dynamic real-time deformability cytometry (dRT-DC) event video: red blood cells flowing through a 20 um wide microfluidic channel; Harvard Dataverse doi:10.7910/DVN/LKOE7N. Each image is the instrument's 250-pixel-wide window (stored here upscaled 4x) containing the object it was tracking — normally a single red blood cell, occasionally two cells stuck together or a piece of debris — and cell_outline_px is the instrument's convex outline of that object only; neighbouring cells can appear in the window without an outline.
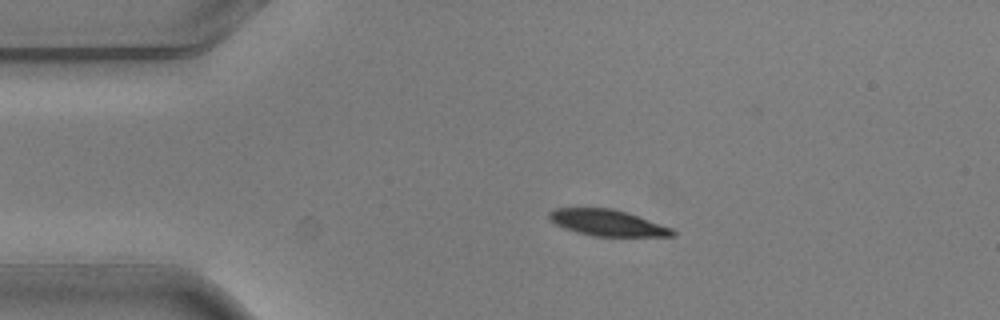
{"species": "common noctule bat (a hibernating species)", "species_latin": "Nyctalus noctula", "temperature_condition": "warm", "stored_images_in_passage": 3, "camera_frame_rate_fps": 3000, "um_per_image_px": 0.085, "animal": {"sex": "male", "body_mass_g": 20.5, "forearm_length_mm": 52.5}, "frame": {"image": 1, "passage_image": 2, "time_ms": 0.333, "image_size_px": [1000, 320], "cell_outline_px": [[676, 236], [596, 236], [576, 232], [564, 228], [556, 224], [548, 216], [548, 212], [556, 208], [612, 208], [672, 228], [676, 232]], "centroid_in_image_um": [51.61, 18.94], "position_along_channel_um": 33.4, "area_um2": 18.5}}